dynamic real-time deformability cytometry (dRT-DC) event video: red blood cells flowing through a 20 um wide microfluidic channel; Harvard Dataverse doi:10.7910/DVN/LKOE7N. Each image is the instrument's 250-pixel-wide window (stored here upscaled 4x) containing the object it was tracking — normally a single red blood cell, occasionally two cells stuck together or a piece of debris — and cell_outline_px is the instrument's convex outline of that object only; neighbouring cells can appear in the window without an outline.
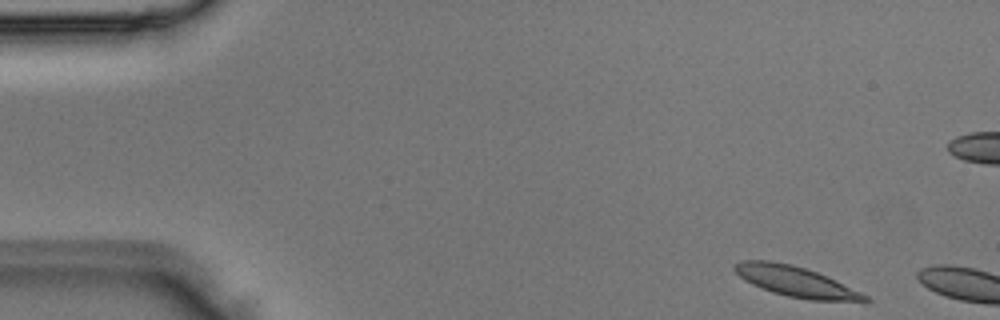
{"species": "Egyptian fruit bat (a non-hibernating species)", "species_latin": "Rousettus aegyptiacus", "temperature_condition": "room temperature", "stored_images_in_passage": 2, "camera_frame_rate_fps": 3000, "um_per_image_px": 0.085, "animal": {"sex": "male"}, "frame": {"image": 1, "passage_image": 1, "time_ms": 0.0, "image_size_px": [1000, 320], "cell_outline_px": [[872, 300], [868, 304], [864, 304], [812, 300], [788, 296], [772, 292], [752, 284], [744, 280], [732, 268], [732, 264], [740, 260], [768, 260], [792, 264], [828, 276], [868, 296]], "centroid_in_image_um": [67.74, 23.97], "position_along_channel_um": 17.3, "area_um2": 23.64}}